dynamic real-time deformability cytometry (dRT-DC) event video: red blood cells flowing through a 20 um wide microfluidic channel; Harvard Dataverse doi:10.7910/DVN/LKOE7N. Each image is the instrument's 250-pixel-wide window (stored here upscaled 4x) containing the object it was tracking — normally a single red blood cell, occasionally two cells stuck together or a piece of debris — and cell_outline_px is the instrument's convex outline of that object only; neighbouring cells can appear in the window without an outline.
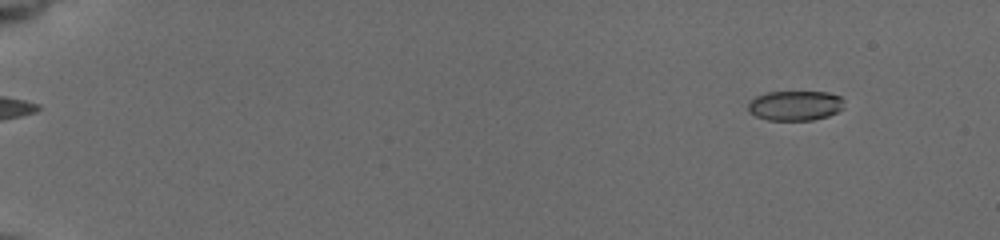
{"species": "common noctule bat (a hibernating species)", "species_latin": "Nyctalus noctula", "temperature_condition": "cold", "stored_images_in_passage": 57, "camera_frame_rate_fps": 3000, "um_per_image_px": 0.085, "animal": {"sex": "female", "body_mass_g": 19.5, "forearm_length_mm": 54.1}, "frame": {"image": 1, "passage_image": 6, "time_ms": 1.667, "image_size_px": [1000, 240], "cell_outline_px": [[844, 108], [828, 116], [812, 120], [768, 120], [756, 116], [748, 112], [748, 104], [756, 96], [768, 92], [828, 92], [840, 96], [844, 100]], "centroid_in_image_um": [67.61, 8.97], "position_along_channel_um": 17.4, "area_um2": 16.76}}
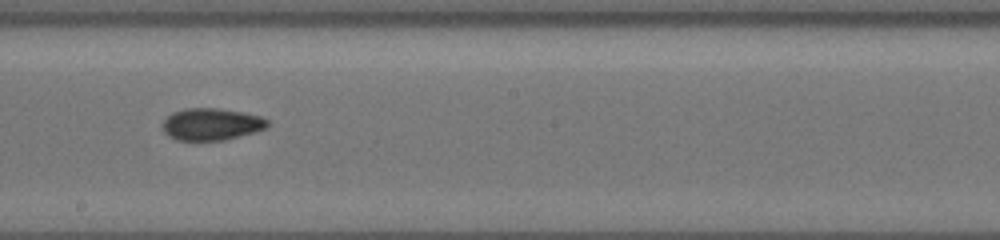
{"frame": {"image": 2, "passage_image": 35, "time_ms": 11.333, "image_size_px": [1000, 240], "cell_outline_px": [[268, 124], [264, 128], [252, 132], [224, 140], [176, 140], [168, 136], [164, 132], [160, 124], [172, 112], [184, 108], [216, 108], [244, 112], [260, 116], [268, 120]], "centroid_in_image_um": [17.9, 10.55], "position_along_channel_um": 230.3, "area_um2": 19.54}}
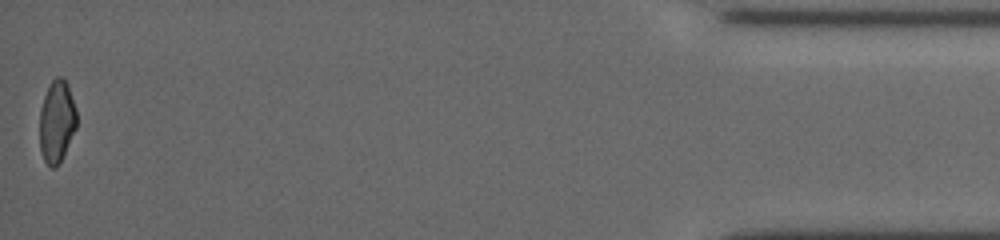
{"frame": {"image": 3, "passage_image": 57, "time_ms": 18.667, "image_size_px": [1000, 240], "cell_outline_px": [[76, 128], [56, 168], [52, 168], [44, 160], [40, 152], [40, 108], [44, 96], [52, 80], [56, 76], [64, 76], [68, 84], [76, 108]], "centroid_in_image_um": [4.82, 10.28], "position_along_channel_um": 430.4, "area_um2": 17.69}, "authors_computed_cell_mechanics": {"area_um2": 18.7272, "velocity_mm_per_s": 3.767, "shape_relaxation_time_tau1_ms": 6.9178, "shape_relaxation_time_tau2_ms": 2.3702, "deformation_change_tau1": 0.1583, "deformation_change_tau2": 0.0672}}